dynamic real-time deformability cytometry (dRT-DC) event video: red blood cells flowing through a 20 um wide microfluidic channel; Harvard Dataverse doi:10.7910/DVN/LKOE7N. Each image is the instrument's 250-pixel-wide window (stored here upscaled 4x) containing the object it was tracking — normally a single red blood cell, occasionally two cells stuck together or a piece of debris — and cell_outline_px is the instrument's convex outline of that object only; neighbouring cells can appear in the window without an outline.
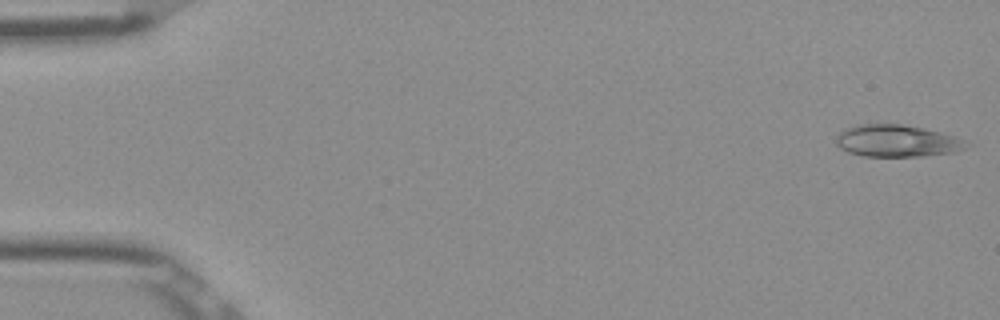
{"species": "Egyptian fruit bat (a non-hibernating species)", "species_latin": "Rousettus aegyptiacus", "temperature_condition": "room temperature", "stored_images_in_passage": 51, "camera_frame_rate_fps": 3000, "um_per_image_px": 0.085, "frame": {"image": 1, "passage_image": 1, "time_ms": 0.0, "image_size_px": [1000, 320], "cell_outline_px": [[972, 144], [956, 152], [920, 156], [860, 156], [848, 152], [840, 148], [836, 144], [836, 136], [844, 128], [856, 124], [900, 124], [920, 128], [952, 136]], "centroid_in_image_um": [76.16, 11.98], "position_along_channel_um": 8.8, "area_um2": 24.1}}
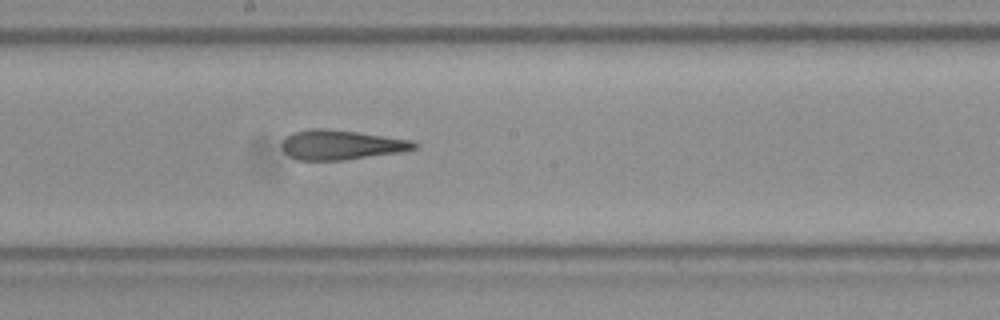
{"frame": {"image": 2, "passage_image": 28, "time_ms": 9.0, "image_size_px": [1000, 320], "cell_outline_px": [[420, 148], [404, 152], [344, 160], [296, 160], [288, 156], [284, 152], [280, 144], [292, 132], [312, 128], [324, 128], [356, 132], [412, 140], [420, 144]], "centroid_in_image_um": [29.04, 12.32], "position_along_channel_um": 219.2, "area_um2": 23.18}}
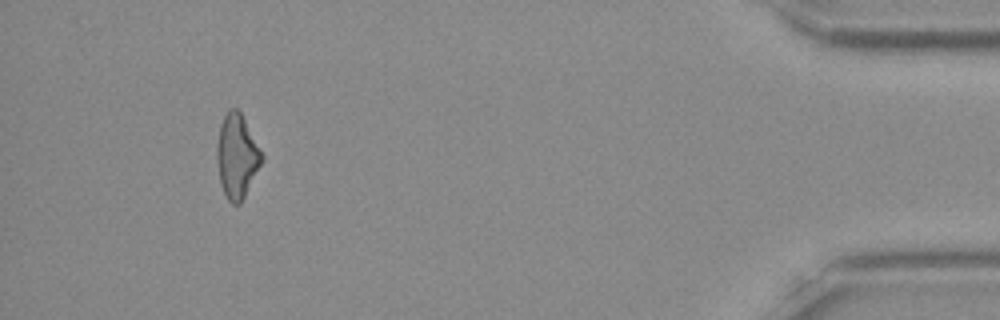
{"frame": {"image": 3, "passage_image": 48, "time_ms": 15.667, "image_size_px": [1000, 320], "cell_outline_px": [[264, 160], [240, 204], [232, 204], [228, 200], [220, 184], [216, 160], [216, 148], [220, 124], [228, 108], [236, 108], [240, 112], [264, 156]], "centroid_in_image_um": [20.12, 13.28], "position_along_channel_um": 415.1, "area_um2": 21.96}, "authors_computed_cell_mechanics": {"area_um2": 23.5246, "velocity_mm_per_s": 3.9182, "shape_relaxation_time_tau1_ms": null, "shape_relaxation_time_tau2_ms": 3.3102, "deformation_change_tau1": null, "deformation_change_tau2": 0.1467}}